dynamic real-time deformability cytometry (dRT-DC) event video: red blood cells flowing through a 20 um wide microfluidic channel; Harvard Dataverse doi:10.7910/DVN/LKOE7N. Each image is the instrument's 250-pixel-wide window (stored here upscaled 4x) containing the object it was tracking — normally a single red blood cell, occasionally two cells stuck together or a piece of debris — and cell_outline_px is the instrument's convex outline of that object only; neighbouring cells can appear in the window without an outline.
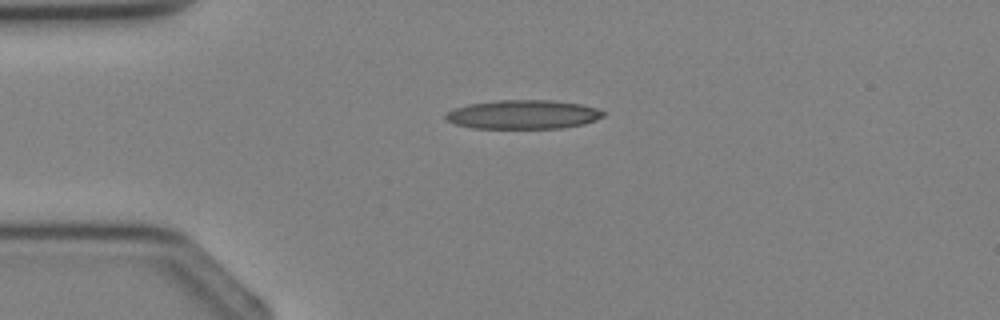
{"species": "Egyptian fruit bat (a non-hibernating species)", "species_latin": "Rousettus aegyptiacus", "temperature_condition": "cold", "stored_images_in_passage": 2, "camera_frame_rate_fps": 3000, "um_per_image_px": 0.085, "animal": {"sex": "female"}, "frame": {"image": 1, "passage_image": 1, "time_ms": 0.0, "image_size_px": [1000, 320], "cell_outline_px": [[604, 116], [596, 120], [584, 124], [564, 128], [472, 128], [456, 124], [448, 120], [444, 116], [448, 112], [456, 108], [472, 104], [496, 100], [552, 100], [580, 104], [596, 108], [604, 112]], "centroid_in_image_um": [44.51, 9.74], "position_along_channel_um": 40.5, "area_um2": 26.41}}